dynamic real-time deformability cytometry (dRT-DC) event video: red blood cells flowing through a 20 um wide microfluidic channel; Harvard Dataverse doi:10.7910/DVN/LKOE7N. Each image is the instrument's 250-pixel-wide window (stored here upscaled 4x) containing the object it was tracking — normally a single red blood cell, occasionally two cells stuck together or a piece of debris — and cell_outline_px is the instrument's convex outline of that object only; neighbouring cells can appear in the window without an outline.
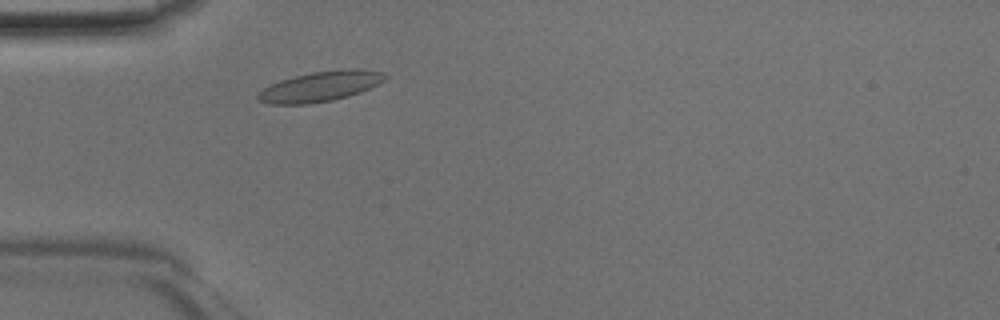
{"species": "Egyptian fruit bat (a non-hibernating species)", "species_latin": "Rousettus aegyptiacus", "temperature_condition": "room temperature", "stored_images_in_passage": 38, "camera_frame_rate_fps": 3000, "um_per_image_px": 0.085, "animal": {"sex": "male"}, "frame": {"image": 1, "passage_image": 5, "time_ms": 1.333, "image_size_px": [1000, 320], "cell_outline_px": [[388, 76], [384, 80], [360, 92], [348, 96], [332, 100], [308, 104], [268, 104], [260, 100], [256, 96], [256, 92], [280, 80], [312, 72], [344, 68], [360, 68], [380, 72]], "centroid_in_image_um": [27.2, 7.34], "position_along_channel_um": 57.8, "area_um2": 22.2}}
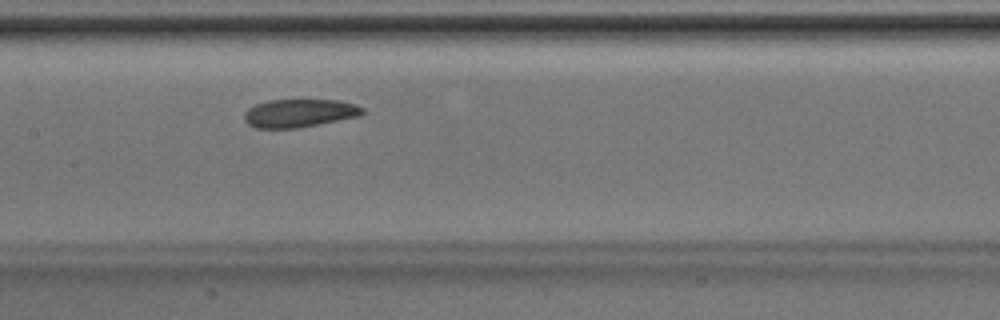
{"frame": {"image": 2, "passage_image": 14, "time_ms": 4.333, "image_size_px": [1000, 320], "cell_outline_px": [[364, 112], [360, 116], [296, 128], [256, 128], [248, 124], [244, 120], [244, 112], [248, 108], [256, 104], [268, 100], [336, 100], [356, 104], [364, 108]], "centroid_in_image_um": [25.43, 9.61], "position_along_channel_um": 182.0, "area_um2": 19.36}}
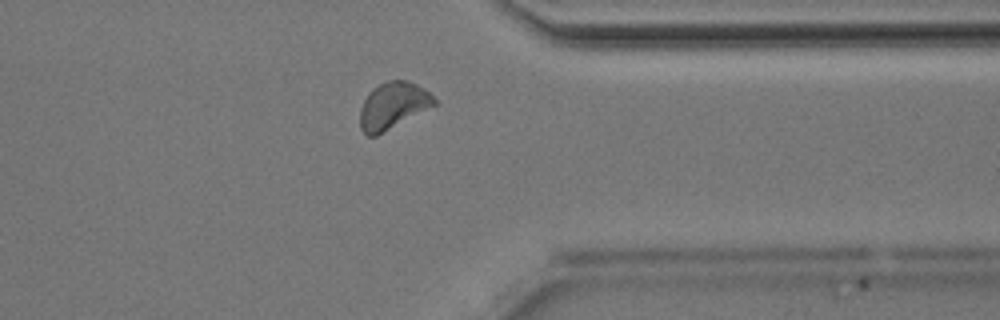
{"frame": {"image": 3, "passage_image": 28, "time_ms": 9.0, "image_size_px": [1000, 320], "cell_outline_px": [[436, 104], [376, 136], [368, 136], [360, 128], [360, 108], [364, 100], [372, 88], [388, 80], [408, 80], [424, 88], [436, 100]], "centroid_in_image_um": [33.37, 8.97], "position_along_channel_um": 378.0, "area_um2": 19.94}}